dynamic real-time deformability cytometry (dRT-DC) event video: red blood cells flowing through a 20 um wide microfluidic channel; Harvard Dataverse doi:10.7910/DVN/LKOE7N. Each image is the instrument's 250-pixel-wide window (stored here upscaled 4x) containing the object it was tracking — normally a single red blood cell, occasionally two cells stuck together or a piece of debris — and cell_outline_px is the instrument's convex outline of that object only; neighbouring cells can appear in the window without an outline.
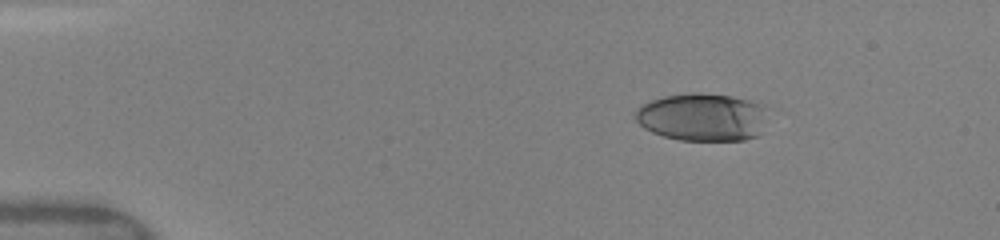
{"species": "human", "species_latin": "Homo sapiens", "temperature_condition": "warm", "stored_images_in_passage": 11, "camera_frame_rate_fps": 3000, "um_per_image_px": 0.085, "donor": {"sex": "female"}, "frame": {"image": 1, "passage_image": 1, "time_ms": 0.0, "image_size_px": [1000, 240], "cell_outline_px": [[764, 108], [760, 136], [744, 140], [680, 140], [664, 136], [652, 132], [644, 128], [636, 120], [636, 108], [652, 100], [664, 96], [692, 92], [700, 92], [732, 96], [764, 104]], "centroid_in_image_um": [59.68, 9.95], "position_along_channel_um": 25.3, "area_um2": 36.76}}
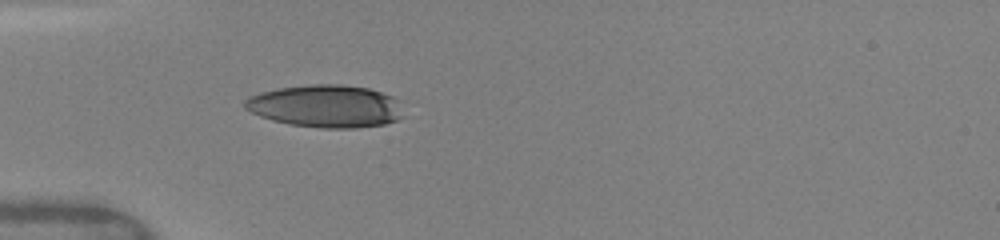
{"frame": {"image": 2, "passage_image": 10, "time_ms": 2.667, "image_size_px": [1000, 240], "cell_outline_px": [[404, 116], [396, 120], [384, 124], [356, 128], [320, 128], [288, 124], [272, 120], [260, 116], [244, 108], [244, 100], [248, 96], [260, 92], [280, 88], [312, 84], [340, 84], [368, 88], [392, 96], [400, 100]], "centroid_in_image_um": [27.71, 9.03], "position_along_channel_um": 57.3, "area_um2": 39.59}}